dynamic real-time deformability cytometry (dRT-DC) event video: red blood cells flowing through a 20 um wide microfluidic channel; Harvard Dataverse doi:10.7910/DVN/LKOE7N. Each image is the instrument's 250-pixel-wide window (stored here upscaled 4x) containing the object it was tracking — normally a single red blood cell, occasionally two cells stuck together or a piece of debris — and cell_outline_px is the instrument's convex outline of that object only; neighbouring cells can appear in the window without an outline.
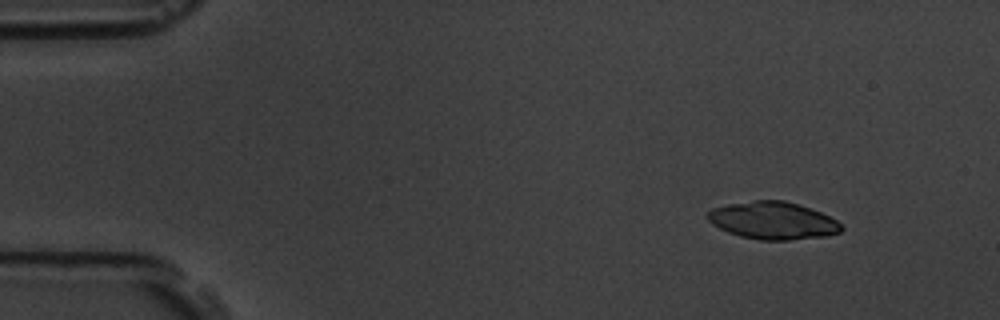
{"species": "common noctule bat (a hibernating species)", "species_latin": "Nyctalus noctula", "temperature_condition": "room temperature", "stored_images_in_passage": 4, "camera_frame_rate_fps": 3000, "um_per_image_px": 0.085, "animal": {"sex": "male", "body_mass_g": 19.5, "forearm_length_mm": 54.6}, "frame": {"image": 1, "passage_image": 1, "time_ms": 0.0, "image_size_px": [1000, 320], "cell_outline_px": [[844, 228], [840, 232], [824, 236], [788, 240], [760, 240], [740, 236], [728, 232], [712, 224], [704, 216], [712, 208], [728, 204], [752, 200], [784, 200], [820, 212], [836, 220]], "centroid_in_image_um": [65.65, 18.74], "position_along_channel_um": 19.3, "area_um2": 29.07}}